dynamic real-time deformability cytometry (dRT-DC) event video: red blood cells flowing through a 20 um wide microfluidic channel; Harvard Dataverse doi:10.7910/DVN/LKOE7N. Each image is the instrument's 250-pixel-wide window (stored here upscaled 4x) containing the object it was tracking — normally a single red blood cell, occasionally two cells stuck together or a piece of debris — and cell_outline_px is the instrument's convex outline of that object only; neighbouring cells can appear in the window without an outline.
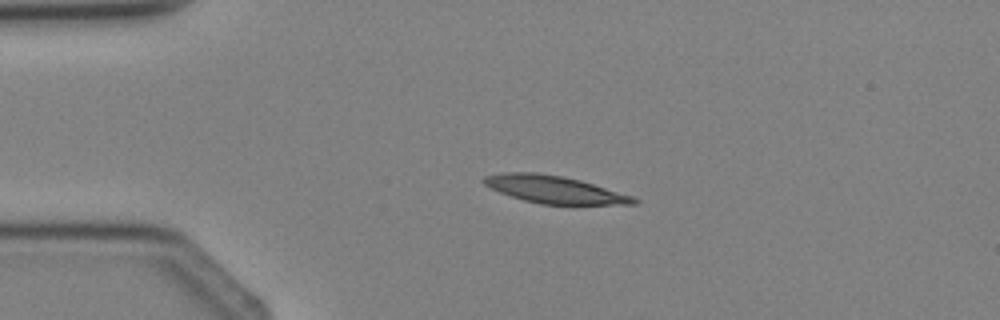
{"species": "Egyptian fruit bat (a non-hibernating species)", "species_latin": "Rousettus aegyptiacus", "temperature_condition": "cold", "stored_images_in_passage": 2, "camera_frame_rate_fps": 3000, "um_per_image_px": 0.085, "animal": {"sex": "female"}, "frame": {"image": 1, "passage_image": 1, "time_ms": 0.0, "image_size_px": [1000, 320], "cell_outline_px": [[640, 200], [636, 204], [540, 204], [524, 200], [500, 192], [484, 184], [480, 180], [484, 176], [504, 172], [536, 172], [560, 176], [580, 180], [632, 196]], "centroid_in_image_um": [47.09, 16.1], "position_along_channel_um": 37.9, "area_um2": 23.64}}